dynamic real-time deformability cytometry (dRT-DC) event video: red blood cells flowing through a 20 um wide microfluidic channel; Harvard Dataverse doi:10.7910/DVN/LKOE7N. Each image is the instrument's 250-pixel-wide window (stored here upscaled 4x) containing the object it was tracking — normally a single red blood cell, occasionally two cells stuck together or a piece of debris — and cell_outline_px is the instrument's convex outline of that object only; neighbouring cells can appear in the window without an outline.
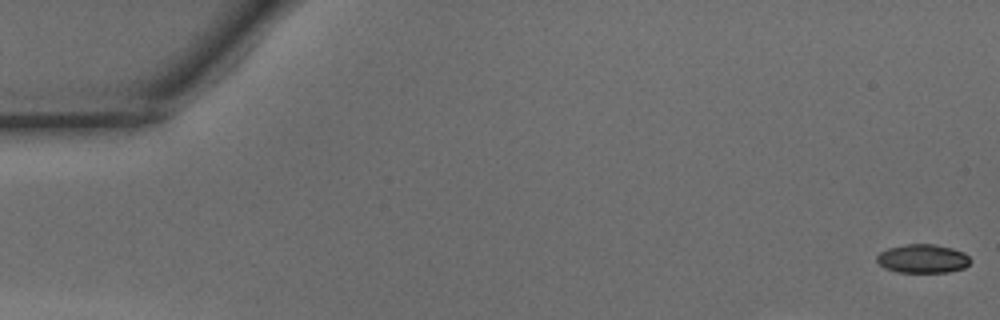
{"species": "common noctule bat (a hibernating species)", "species_latin": "Nyctalus noctula", "temperature_condition": "warm", "stored_images_in_passage": 36, "camera_frame_rate_fps": 3000, "um_per_image_px": 0.085, "animal": {"sex": "male", "body_mass_g": 15.6}, "frame": {"image": 1, "passage_image": 1, "time_ms": 0.0, "image_size_px": [1000, 320], "cell_outline_px": [[972, 260], [964, 268], [948, 272], [896, 272], [884, 268], [876, 260], [876, 256], [880, 252], [888, 248], [908, 244], [936, 244], [952, 248], [964, 252]], "centroid_in_image_um": [78.43, 21.98], "position_along_channel_um": 6.6, "area_um2": 15.72}}
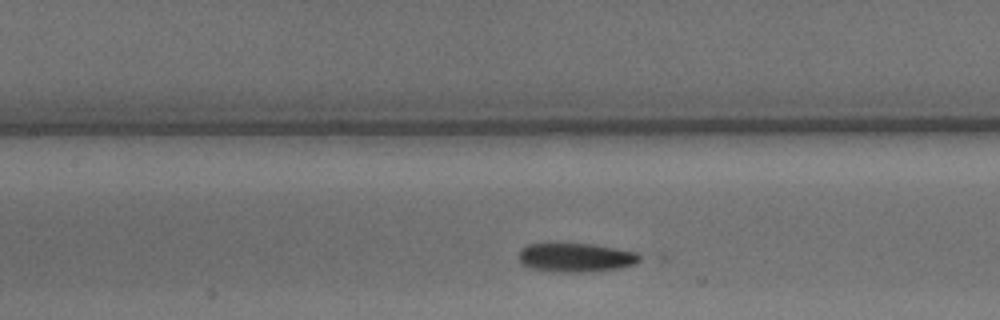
{"frame": {"image": 2, "passage_image": 19, "time_ms": 6.0, "image_size_px": [1000, 320], "cell_outline_px": [[648, 256], [632, 264], [620, 268], [580, 272], [560, 272], [532, 268], [524, 264], [520, 260], [520, 248], [528, 244], [556, 240], [592, 244], [640, 252]], "centroid_in_image_um": [48.97, 21.82], "position_along_channel_um": 158.4, "area_um2": 21.21}}
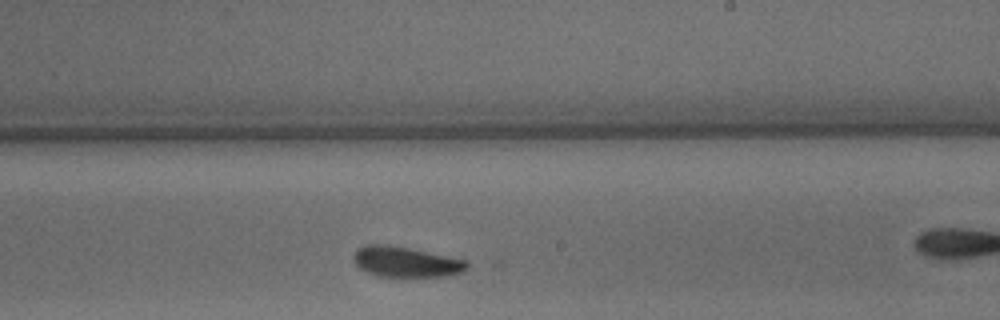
{"frame": {"image": 3, "passage_image": 26, "time_ms": 8.333, "image_size_px": [1000, 320], "cell_outline_px": [[468, 268], [460, 272], [444, 276], [380, 276], [368, 272], [360, 268], [356, 264], [352, 256], [360, 248], [368, 244], [384, 244], [408, 248], [468, 260]], "centroid_in_image_um": [34.51, 22.25], "position_along_channel_um": 254.5, "area_um2": 19.71}}